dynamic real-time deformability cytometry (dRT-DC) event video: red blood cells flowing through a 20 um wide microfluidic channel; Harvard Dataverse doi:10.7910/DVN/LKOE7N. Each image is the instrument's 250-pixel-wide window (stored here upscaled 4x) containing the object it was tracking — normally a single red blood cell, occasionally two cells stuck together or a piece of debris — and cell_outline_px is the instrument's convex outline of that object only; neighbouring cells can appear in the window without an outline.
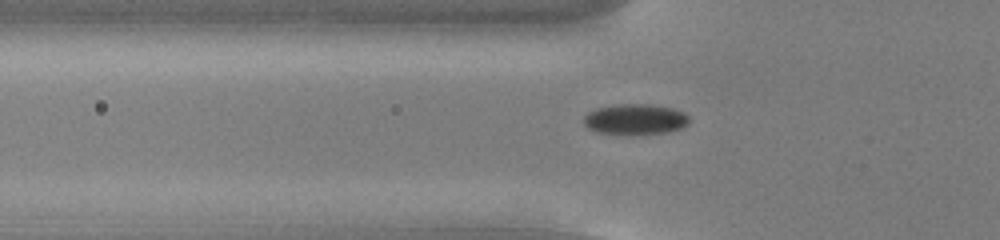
{"species": "common noctule bat (a hibernating species)", "species_latin": "Nyctalus noctula", "temperature_condition": "cold", "stored_images_in_passage": 54, "camera_frame_rate_fps": 3000, "um_per_image_px": 0.085, "animal": {"sex": "male", "body_mass_g": 13.0, "forearm_length_mm": 53.1}, "frame": {"image": 1, "passage_image": 18, "time_ms": 5.667, "image_size_px": [1000, 240], "cell_outline_px": [[688, 124], [680, 128], [668, 132], [632, 136], [596, 132], [588, 128], [584, 124], [584, 116], [588, 112], [596, 108], [620, 104], [652, 104], [672, 108], [684, 112], [688, 116]], "centroid_in_image_um": [53.98, 10.16], "position_along_channel_um": 71.8, "area_um2": 19.19}}
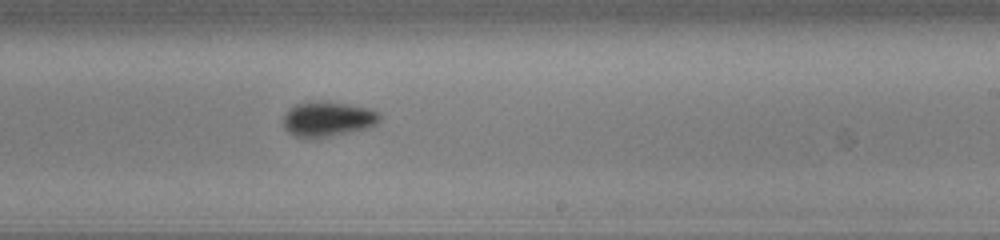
{"frame": {"image": 2, "passage_image": 33, "time_ms": 10.667, "image_size_px": [1000, 240], "cell_outline_px": [[380, 120], [372, 128], [328, 136], [292, 136], [284, 128], [284, 116], [288, 108], [296, 104], [348, 104], [372, 108], [380, 112]], "centroid_in_image_um": [27.93, 10.14], "position_along_channel_um": 261.1, "area_um2": 18.96}}
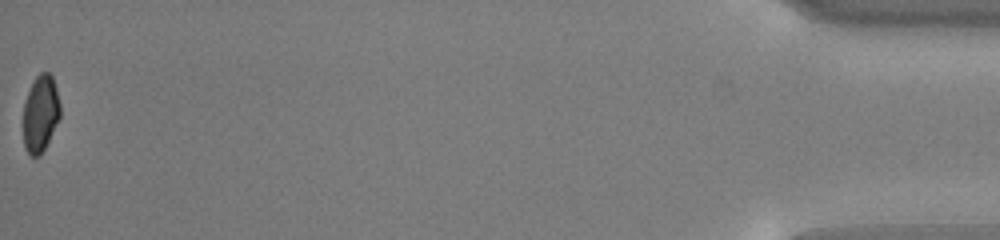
{"frame": {"image": 3, "passage_image": 54, "time_ms": 17.667, "image_size_px": [1000, 240], "cell_outline_px": [[60, 116], [40, 156], [32, 156], [24, 148], [24, 104], [28, 92], [36, 76], [40, 72], [48, 72], [52, 76], [56, 88], [60, 104]], "centroid_in_image_um": [3.44, 9.64], "position_along_channel_um": 431.8, "area_um2": 16.18}, "authors_computed_cell_mechanics": {"area_um2": 18.2937, "velocity_mm_per_s": 3.7987, "shape_relaxation_time_tau1_ms": 1.7135, "shape_relaxation_time_tau2_ms": null, "deformation_change_tau1": 0.0714, "deformation_change_tau2": null}}